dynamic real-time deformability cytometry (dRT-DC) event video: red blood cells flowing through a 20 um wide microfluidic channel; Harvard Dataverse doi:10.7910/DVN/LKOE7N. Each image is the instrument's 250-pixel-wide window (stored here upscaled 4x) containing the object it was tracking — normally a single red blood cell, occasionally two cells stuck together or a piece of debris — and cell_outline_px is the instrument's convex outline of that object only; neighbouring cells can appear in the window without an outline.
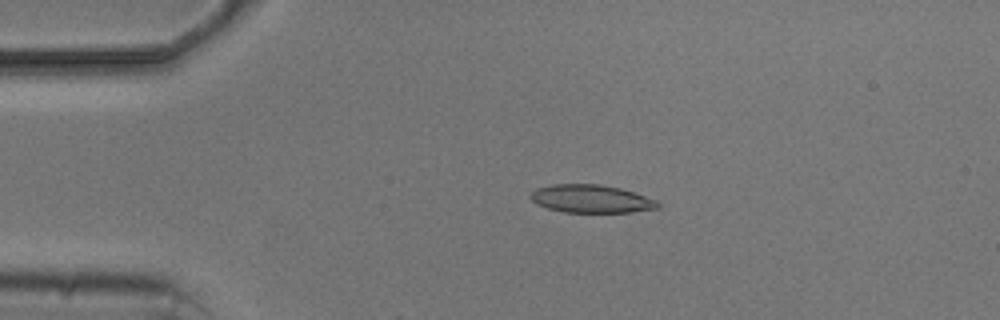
{"species": "common noctule bat (a hibernating species)", "species_latin": "Nyctalus noctula", "temperature_condition": "cold", "stored_images_in_passage": 4, "camera_frame_rate_fps": 3000, "um_per_image_px": 0.085, "animal": {"sex": "male", "body_mass_g": 20.5, "forearm_length_mm": 52.5}, "frame": {"image": 1, "passage_image": 3, "time_ms": 3.333, "image_size_px": [1000, 320], "cell_outline_px": [[660, 208], [632, 212], [564, 212], [548, 208], [536, 204], [528, 196], [536, 188], [552, 184], [600, 184], [620, 188], [656, 200], [660, 204]], "centroid_in_image_um": [50.23, 16.9], "position_along_channel_um": 34.8, "area_um2": 20.75}}